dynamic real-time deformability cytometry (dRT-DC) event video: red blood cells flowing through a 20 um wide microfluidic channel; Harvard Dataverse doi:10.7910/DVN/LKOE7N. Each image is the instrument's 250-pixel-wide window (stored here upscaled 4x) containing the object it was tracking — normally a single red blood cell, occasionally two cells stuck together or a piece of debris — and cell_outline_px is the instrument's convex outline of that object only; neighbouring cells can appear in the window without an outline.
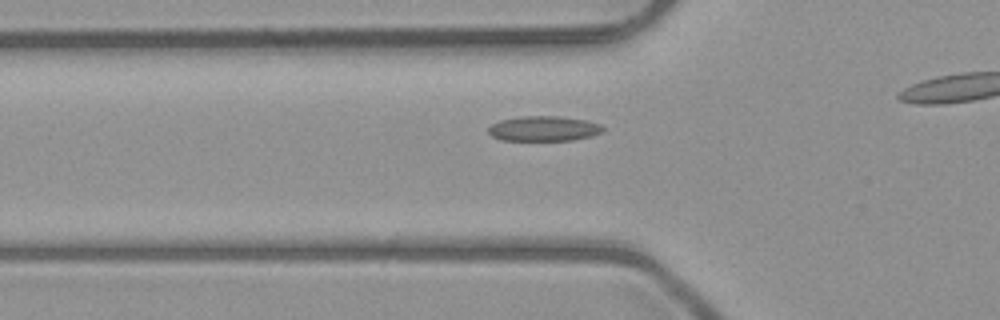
{"species": "common noctule bat (a hibernating species)", "species_latin": "Nyctalus noctula", "temperature_condition": "room temperature", "stored_images_in_passage": 31, "camera_frame_rate_fps": 3000, "um_per_image_px": 0.085, "animal": {"sex": "male", "body_mass_g": 23.1, "forearm_length_mm": 52.7}, "frame": {"image": 1, "passage_image": 7, "time_ms": 2.0, "image_size_px": [1000, 320], "cell_outline_px": [[604, 132], [592, 136], [572, 140], [500, 140], [492, 136], [488, 132], [488, 128], [492, 124], [500, 120], [520, 116], [560, 116], [584, 120], [600, 124], [604, 128]], "centroid_in_image_um": [46.22, 10.93], "position_along_channel_um": 79.6, "area_um2": 16.76}}
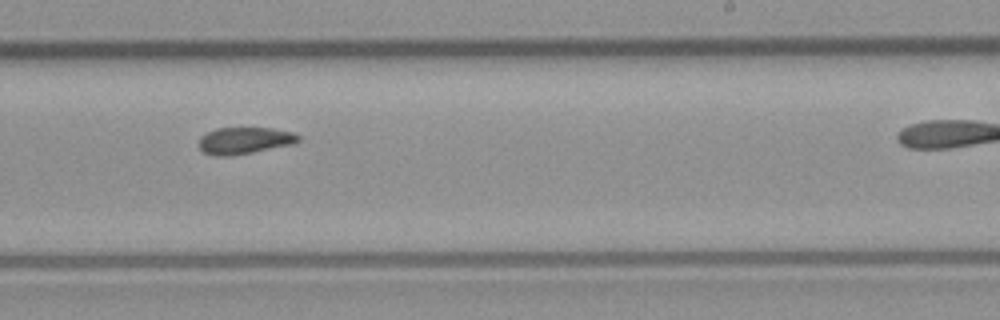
{"frame": {"image": 2, "passage_image": 21, "time_ms": 6.667, "image_size_px": [1000, 320], "cell_outline_px": [[300, 140], [288, 144], [252, 152], [232, 156], [212, 156], [204, 152], [200, 148], [200, 136], [216, 128], [272, 128], [292, 132], [300, 136]], "centroid_in_image_um": [20.73, 11.94], "position_along_channel_um": 268.3, "area_um2": 15.26}}
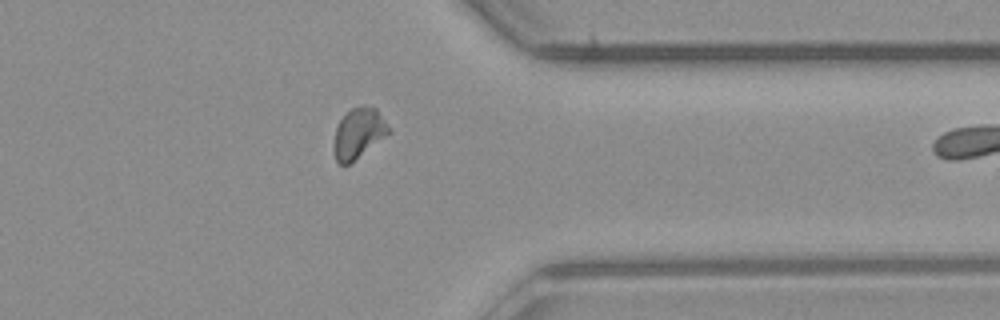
{"frame": {"image": 3, "passage_image": 30, "time_ms": 9.667, "image_size_px": [1000, 320], "cell_outline_px": [[392, 132], [348, 164], [340, 164], [336, 160], [332, 152], [332, 148], [336, 128], [340, 120], [352, 108], [364, 104], [376, 108]], "centroid_in_image_um": [30.46, 11.32], "position_along_channel_um": 380.9, "area_um2": 16.01}}